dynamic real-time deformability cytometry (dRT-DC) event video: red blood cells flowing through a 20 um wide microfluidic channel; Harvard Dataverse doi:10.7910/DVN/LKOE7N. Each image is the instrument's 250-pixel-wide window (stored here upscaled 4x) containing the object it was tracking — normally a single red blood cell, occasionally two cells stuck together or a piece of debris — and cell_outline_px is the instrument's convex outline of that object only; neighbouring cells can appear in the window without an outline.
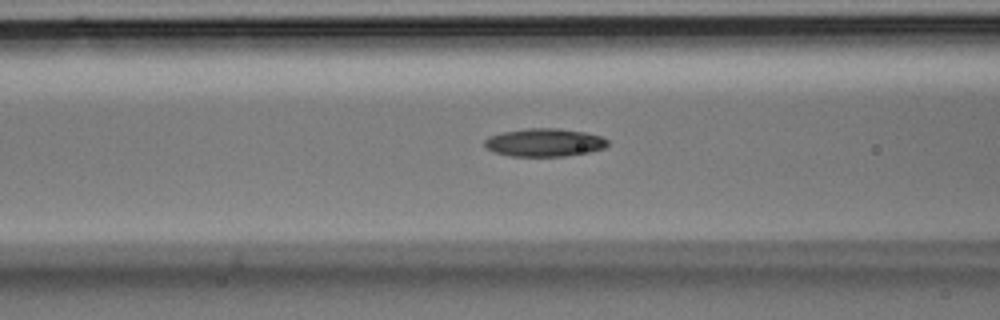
{"species": "Egyptian fruit bat (a non-hibernating species)", "species_latin": "Rousettus aegyptiacus", "temperature_condition": "room temperature", "stored_images_in_passage": 28, "camera_frame_rate_fps": 3000, "um_per_image_px": 0.085, "animal": {"sex": "male"}, "frame": {"image": 1, "passage_image": 6, "time_ms": 1.667, "image_size_px": [1000, 320], "cell_outline_px": [[608, 144], [604, 148], [588, 152], [568, 156], [508, 156], [492, 152], [484, 144], [484, 140], [488, 136], [500, 132], [528, 128], [556, 128], [584, 132], [600, 136], [608, 140]], "centroid_in_image_um": [46.23, 12.11], "position_along_channel_um": 120.4, "area_um2": 20.23}}
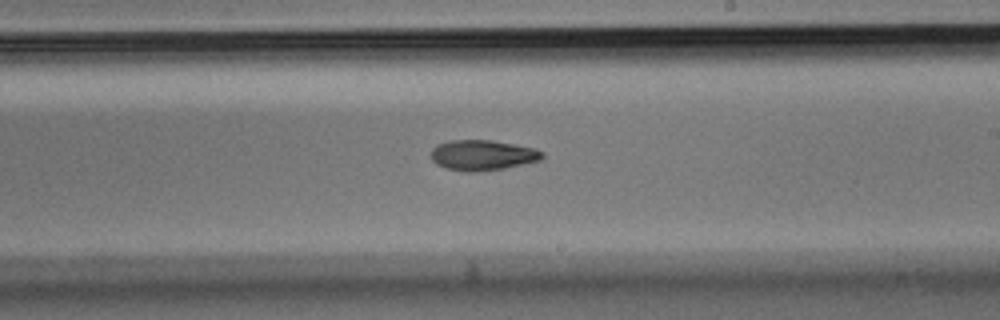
{"frame": {"image": 2, "passage_image": 13, "time_ms": 4.0, "image_size_px": [1000, 320], "cell_outline_px": [[544, 156], [540, 160], [504, 168], [468, 172], [448, 168], [436, 164], [432, 160], [432, 148], [436, 144], [448, 140], [492, 140], [532, 148], [544, 152]], "centroid_in_image_um": [40.99, 13.17], "position_along_channel_um": 248.0, "area_um2": 19.42}}
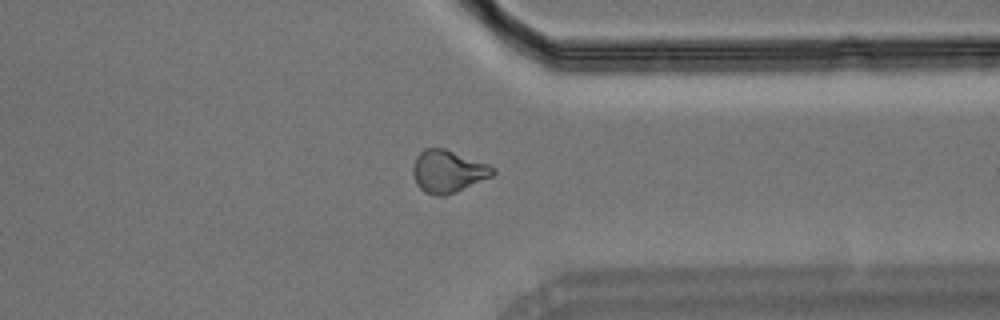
{"frame": {"image": 3, "passage_image": 20, "time_ms": 6.333, "image_size_px": [1000, 320], "cell_outline_px": [[496, 172], [492, 176], [444, 196], [436, 196], [424, 192], [416, 184], [412, 172], [412, 168], [416, 156], [424, 148], [444, 148], [488, 164], [496, 168]], "centroid_in_image_um": [38.05, 14.56], "position_along_channel_um": 373.3, "area_um2": 19.65}}